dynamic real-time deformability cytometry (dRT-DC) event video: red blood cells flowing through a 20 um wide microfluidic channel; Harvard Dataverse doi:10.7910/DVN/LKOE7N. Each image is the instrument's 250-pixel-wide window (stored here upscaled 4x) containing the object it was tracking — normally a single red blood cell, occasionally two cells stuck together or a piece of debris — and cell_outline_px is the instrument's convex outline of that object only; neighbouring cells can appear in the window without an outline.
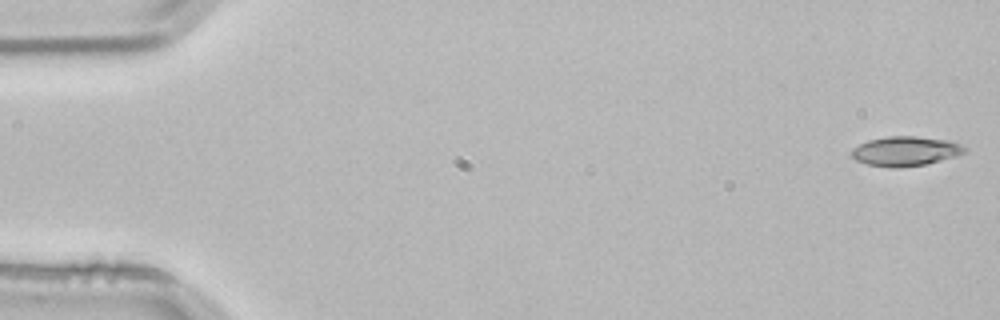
{"species": "common noctule bat (a hibernating species)", "species_latin": "Nyctalus noctula", "temperature_condition": "room temperature", "stored_images_in_passage": 4, "camera_frame_rate_fps": 3000, "um_per_image_px": 0.085, "animal": {"sex": "male", "body_mass_g": 21.5, "forearm_length_mm": 52.0}, "frame": {"image": 1, "passage_image": 1, "time_ms": 0.0, "image_size_px": [1000, 320], "cell_outline_px": [[968, 148], [964, 152], [956, 156], [924, 164], [900, 168], [892, 168], [868, 164], [856, 160], [848, 152], [852, 148], [868, 140], [888, 136], [916, 136], [948, 140], [960, 144]], "centroid_in_image_um": [76.93, 12.84], "position_along_channel_um": 8.1, "area_um2": 19.48}}
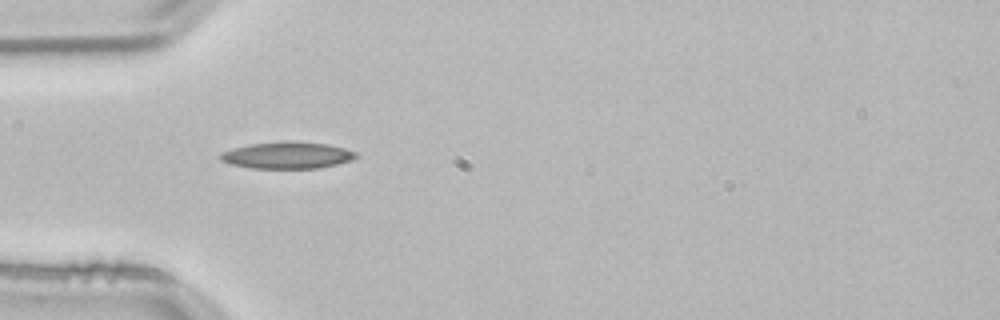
{"frame": {"image": 2, "passage_image": 4, "time_ms": 1.0, "image_size_px": [1000, 320], "cell_outline_px": [[360, 156], [352, 160], [320, 168], [252, 168], [232, 164], [220, 160], [220, 152], [232, 148], [248, 144], [280, 140], [288, 140], [328, 144], [344, 148], [356, 152]], "centroid_in_image_um": [24.42, 13.18], "position_along_channel_um": 60.6, "area_um2": 21.44}}